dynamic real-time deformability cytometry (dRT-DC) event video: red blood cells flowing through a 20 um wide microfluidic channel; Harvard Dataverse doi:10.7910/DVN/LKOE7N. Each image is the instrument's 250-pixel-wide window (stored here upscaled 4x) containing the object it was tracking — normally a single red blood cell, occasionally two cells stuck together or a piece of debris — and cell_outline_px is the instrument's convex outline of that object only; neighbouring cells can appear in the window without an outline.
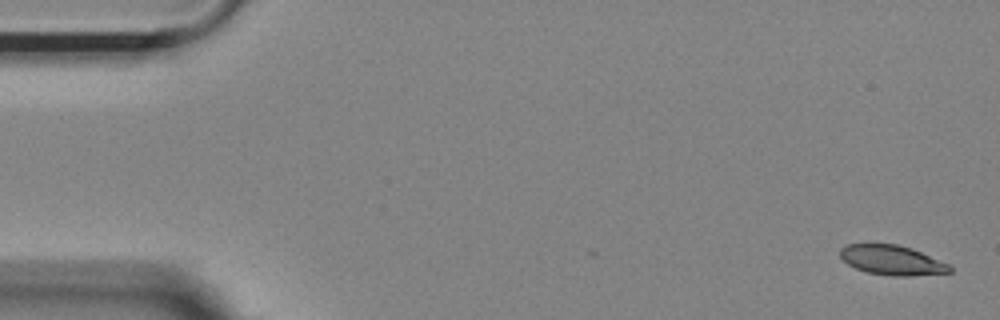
{"species": "Egyptian fruit bat (a non-hibernating species)", "species_latin": "Rousettus aegyptiacus", "temperature_condition": "room temperature", "stored_images_in_passage": 2, "camera_frame_rate_fps": 3000, "um_per_image_px": 0.085, "animal": {"sex": "female"}, "frame": {"image": 1, "passage_image": 2, "time_ms": 0.333, "image_size_px": [1000, 320], "cell_outline_px": [[952, 272], [908, 276], [892, 276], [868, 272], [856, 268], [848, 264], [840, 256], [840, 248], [848, 244], [896, 244], [912, 248], [948, 264], [952, 268]], "centroid_in_image_um": [75.81, 22.11], "position_along_channel_um": 9.2, "area_um2": 18.79}}